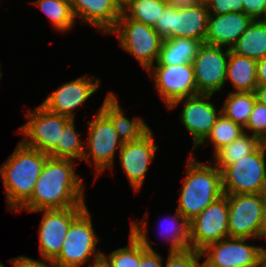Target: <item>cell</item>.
I'll return each mask as SVG.
<instances>
[{
  "label": "cell",
  "instance_id": "obj_1",
  "mask_svg": "<svg viewBox=\"0 0 266 267\" xmlns=\"http://www.w3.org/2000/svg\"><path fill=\"white\" fill-rule=\"evenodd\" d=\"M73 161L49 156L31 197L16 212L87 207L84 181L78 178Z\"/></svg>",
  "mask_w": 266,
  "mask_h": 267
},
{
  "label": "cell",
  "instance_id": "obj_2",
  "mask_svg": "<svg viewBox=\"0 0 266 267\" xmlns=\"http://www.w3.org/2000/svg\"><path fill=\"white\" fill-rule=\"evenodd\" d=\"M48 154L24 145L21 141L0 166L8 209L17 211L32 195Z\"/></svg>",
  "mask_w": 266,
  "mask_h": 267
},
{
  "label": "cell",
  "instance_id": "obj_3",
  "mask_svg": "<svg viewBox=\"0 0 266 267\" xmlns=\"http://www.w3.org/2000/svg\"><path fill=\"white\" fill-rule=\"evenodd\" d=\"M192 154L187 159V173L177 208L189 222L224 194L221 171L210 162H197Z\"/></svg>",
  "mask_w": 266,
  "mask_h": 267
},
{
  "label": "cell",
  "instance_id": "obj_4",
  "mask_svg": "<svg viewBox=\"0 0 266 267\" xmlns=\"http://www.w3.org/2000/svg\"><path fill=\"white\" fill-rule=\"evenodd\" d=\"M93 228L91 213L86 207L71 222L62 249L53 260L54 265L56 267H80L91 259L95 260L102 256V251H96L99 238Z\"/></svg>",
  "mask_w": 266,
  "mask_h": 267
},
{
  "label": "cell",
  "instance_id": "obj_5",
  "mask_svg": "<svg viewBox=\"0 0 266 267\" xmlns=\"http://www.w3.org/2000/svg\"><path fill=\"white\" fill-rule=\"evenodd\" d=\"M266 143L222 171L224 194H258L266 188Z\"/></svg>",
  "mask_w": 266,
  "mask_h": 267
},
{
  "label": "cell",
  "instance_id": "obj_6",
  "mask_svg": "<svg viewBox=\"0 0 266 267\" xmlns=\"http://www.w3.org/2000/svg\"><path fill=\"white\" fill-rule=\"evenodd\" d=\"M109 34L118 35L119 46L132 54L145 71L158 61L164 39L152 26L121 13L116 27Z\"/></svg>",
  "mask_w": 266,
  "mask_h": 267
},
{
  "label": "cell",
  "instance_id": "obj_7",
  "mask_svg": "<svg viewBox=\"0 0 266 267\" xmlns=\"http://www.w3.org/2000/svg\"><path fill=\"white\" fill-rule=\"evenodd\" d=\"M208 16V7L204 3L184 9L169 4L153 28L162 39L190 38L204 43Z\"/></svg>",
  "mask_w": 266,
  "mask_h": 267
},
{
  "label": "cell",
  "instance_id": "obj_8",
  "mask_svg": "<svg viewBox=\"0 0 266 267\" xmlns=\"http://www.w3.org/2000/svg\"><path fill=\"white\" fill-rule=\"evenodd\" d=\"M95 118L89 123L86 148L82 160L94 165L96 177L105 169L113 168L117 148L123 143L120 140L111 119L99 108ZM88 146V149H87Z\"/></svg>",
  "mask_w": 266,
  "mask_h": 267
},
{
  "label": "cell",
  "instance_id": "obj_9",
  "mask_svg": "<svg viewBox=\"0 0 266 267\" xmlns=\"http://www.w3.org/2000/svg\"><path fill=\"white\" fill-rule=\"evenodd\" d=\"M25 118H28L27 122L18 129V133L25 136L21 142L48 155L61 143L62 131L72 120L56 115L42 105L28 110Z\"/></svg>",
  "mask_w": 266,
  "mask_h": 267
},
{
  "label": "cell",
  "instance_id": "obj_10",
  "mask_svg": "<svg viewBox=\"0 0 266 267\" xmlns=\"http://www.w3.org/2000/svg\"><path fill=\"white\" fill-rule=\"evenodd\" d=\"M229 206L223 194L189 222L190 249L201 252L207 246L229 237Z\"/></svg>",
  "mask_w": 266,
  "mask_h": 267
},
{
  "label": "cell",
  "instance_id": "obj_11",
  "mask_svg": "<svg viewBox=\"0 0 266 267\" xmlns=\"http://www.w3.org/2000/svg\"><path fill=\"white\" fill-rule=\"evenodd\" d=\"M247 238H225L201 251L203 267H262L264 247L247 244Z\"/></svg>",
  "mask_w": 266,
  "mask_h": 267
},
{
  "label": "cell",
  "instance_id": "obj_12",
  "mask_svg": "<svg viewBox=\"0 0 266 267\" xmlns=\"http://www.w3.org/2000/svg\"><path fill=\"white\" fill-rule=\"evenodd\" d=\"M230 238L261 239L262 203L258 194H225Z\"/></svg>",
  "mask_w": 266,
  "mask_h": 267
},
{
  "label": "cell",
  "instance_id": "obj_13",
  "mask_svg": "<svg viewBox=\"0 0 266 267\" xmlns=\"http://www.w3.org/2000/svg\"><path fill=\"white\" fill-rule=\"evenodd\" d=\"M225 48V50L223 49ZM230 49L202 43L192 62L199 94H215L226 84Z\"/></svg>",
  "mask_w": 266,
  "mask_h": 267
},
{
  "label": "cell",
  "instance_id": "obj_14",
  "mask_svg": "<svg viewBox=\"0 0 266 267\" xmlns=\"http://www.w3.org/2000/svg\"><path fill=\"white\" fill-rule=\"evenodd\" d=\"M157 92L169 108L176 100L198 95L192 63L152 65L148 70Z\"/></svg>",
  "mask_w": 266,
  "mask_h": 267
},
{
  "label": "cell",
  "instance_id": "obj_15",
  "mask_svg": "<svg viewBox=\"0 0 266 267\" xmlns=\"http://www.w3.org/2000/svg\"><path fill=\"white\" fill-rule=\"evenodd\" d=\"M86 207L42 209L44 212L39 229V254L42 259L54 260L60 253L71 222Z\"/></svg>",
  "mask_w": 266,
  "mask_h": 267
},
{
  "label": "cell",
  "instance_id": "obj_16",
  "mask_svg": "<svg viewBox=\"0 0 266 267\" xmlns=\"http://www.w3.org/2000/svg\"><path fill=\"white\" fill-rule=\"evenodd\" d=\"M213 94H198L176 100L168 109L177 107L181 102L184 107L180 114V122L193 137V150L207 137L215 125L221 110L217 111L213 102Z\"/></svg>",
  "mask_w": 266,
  "mask_h": 267
},
{
  "label": "cell",
  "instance_id": "obj_17",
  "mask_svg": "<svg viewBox=\"0 0 266 267\" xmlns=\"http://www.w3.org/2000/svg\"><path fill=\"white\" fill-rule=\"evenodd\" d=\"M100 79L84 75L66 82L51 93L41 104L48 111L75 119V109L90 98L100 87Z\"/></svg>",
  "mask_w": 266,
  "mask_h": 267
},
{
  "label": "cell",
  "instance_id": "obj_18",
  "mask_svg": "<svg viewBox=\"0 0 266 267\" xmlns=\"http://www.w3.org/2000/svg\"><path fill=\"white\" fill-rule=\"evenodd\" d=\"M154 142V136L150 130L139 140L123 143L118 150L124 173L135 192L144 184L149 164L155 159L158 146Z\"/></svg>",
  "mask_w": 266,
  "mask_h": 267
},
{
  "label": "cell",
  "instance_id": "obj_19",
  "mask_svg": "<svg viewBox=\"0 0 266 267\" xmlns=\"http://www.w3.org/2000/svg\"><path fill=\"white\" fill-rule=\"evenodd\" d=\"M252 21L245 13L209 14L204 43L231 49Z\"/></svg>",
  "mask_w": 266,
  "mask_h": 267
},
{
  "label": "cell",
  "instance_id": "obj_20",
  "mask_svg": "<svg viewBox=\"0 0 266 267\" xmlns=\"http://www.w3.org/2000/svg\"><path fill=\"white\" fill-rule=\"evenodd\" d=\"M74 17L109 34L117 25L121 9L115 0H69Z\"/></svg>",
  "mask_w": 266,
  "mask_h": 267
},
{
  "label": "cell",
  "instance_id": "obj_21",
  "mask_svg": "<svg viewBox=\"0 0 266 267\" xmlns=\"http://www.w3.org/2000/svg\"><path fill=\"white\" fill-rule=\"evenodd\" d=\"M100 109L111 119L122 143L139 140L151 130L143 118H127L113 92L107 94Z\"/></svg>",
  "mask_w": 266,
  "mask_h": 267
},
{
  "label": "cell",
  "instance_id": "obj_22",
  "mask_svg": "<svg viewBox=\"0 0 266 267\" xmlns=\"http://www.w3.org/2000/svg\"><path fill=\"white\" fill-rule=\"evenodd\" d=\"M257 61L238 55L230 50L226 69V80H230L235 92H254L257 82Z\"/></svg>",
  "mask_w": 266,
  "mask_h": 267
},
{
  "label": "cell",
  "instance_id": "obj_23",
  "mask_svg": "<svg viewBox=\"0 0 266 267\" xmlns=\"http://www.w3.org/2000/svg\"><path fill=\"white\" fill-rule=\"evenodd\" d=\"M230 50L256 61L265 58L266 25L260 19H254Z\"/></svg>",
  "mask_w": 266,
  "mask_h": 267
},
{
  "label": "cell",
  "instance_id": "obj_24",
  "mask_svg": "<svg viewBox=\"0 0 266 267\" xmlns=\"http://www.w3.org/2000/svg\"><path fill=\"white\" fill-rule=\"evenodd\" d=\"M202 43L190 38L164 39L156 65H184L192 63Z\"/></svg>",
  "mask_w": 266,
  "mask_h": 267
},
{
  "label": "cell",
  "instance_id": "obj_25",
  "mask_svg": "<svg viewBox=\"0 0 266 267\" xmlns=\"http://www.w3.org/2000/svg\"><path fill=\"white\" fill-rule=\"evenodd\" d=\"M263 142L249 132L242 134L230 144L222 146L214 153V165L222 171L226 166L254 152Z\"/></svg>",
  "mask_w": 266,
  "mask_h": 267
},
{
  "label": "cell",
  "instance_id": "obj_26",
  "mask_svg": "<svg viewBox=\"0 0 266 267\" xmlns=\"http://www.w3.org/2000/svg\"><path fill=\"white\" fill-rule=\"evenodd\" d=\"M255 102L254 92L233 91L226 97L221 113L244 128L253 111Z\"/></svg>",
  "mask_w": 266,
  "mask_h": 267
},
{
  "label": "cell",
  "instance_id": "obj_27",
  "mask_svg": "<svg viewBox=\"0 0 266 267\" xmlns=\"http://www.w3.org/2000/svg\"><path fill=\"white\" fill-rule=\"evenodd\" d=\"M33 3L43 11L58 32L65 33L76 23L69 0H36Z\"/></svg>",
  "mask_w": 266,
  "mask_h": 267
},
{
  "label": "cell",
  "instance_id": "obj_28",
  "mask_svg": "<svg viewBox=\"0 0 266 267\" xmlns=\"http://www.w3.org/2000/svg\"><path fill=\"white\" fill-rule=\"evenodd\" d=\"M169 3L162 0H134L122 13L130 19L154 26Z\"/></svg>",
  "mask_w": 266,
  "mask_h": 267
},
{
  "label": "cell",
  "instance_id": "obj_29",
  "mask_svg": "<svg viewBox=\"0 0 266 267\" xmlns=\"http://www.w3.org/2000/svg\"><path fill=\"white\" fill-rule=\"evenodd\" d=\"M78 132L75 129V119H72L63 129L61 143L49 154L53 158L82 160L85 146L81 142Z\"/></svg>",
  "mask_w": 266,
  "mask_h": 267
},
{
  "label": "cell",
  "instance_id": "obj_30",
  "mask_svg": "<svg viewBox=\"0 0 266 267\" xmlns=\"http://www.w3.org/2000/svg\"><path fill=\"white\" fill-rule=\"evenodd\" d=\"M164 225L165 227H161L162 234L168 238L170 249L169 252H178L184 251L190 248L189 244V221L181 215L179 211L176 210V213L173 216H169ZM163 226V225H162ZM165 228V229H164Z\"/></svg>",
  "mask_w": 266,
  "mask_h": 267
},
{
  "label": "cell",
  "instance_id": "obj_31",
  "mask_svg": "<svg viewBox=\"0 0 266 267\" xmlns=\"http://www.w3.org/2000/svg\"><path fill=\"white\" fill-rule=\"evenodd\" d=\"M244 133V128L241 125L226 118L221 113L210 133L195 149L203 145V143L208 140L213 145V152L215 153L222 146L230 144Z\"/></svg>",
  "mask_w": 266,
  "mask_h": 267
},
{
  "label": "cell",
  "instance_id": "obj_32",
  "mask_svg": "<svg viewBox=\"0 0 266 267\" xmlns=\"http://www.w3.org/2000/svg\"><path fill=\"white\" fill-rule=\"evenodd\" d=\"M103 256L111 267H139L140 266V238L130 229L129 244L118 248L109 256Z\"/></svg>",
  "mask_w": 266,
  "mask_h": 267
},
{
  "label": "cell",
  "instance_id": "obj_33",
  "mask_svg": "<svg viewBox=\"0 0 266 267\" xmlns=\"http://www.w3.org/2000/svg\"><path fill=\"white\" fill-rule=\"evenodd\" d=\"M148 213L142 222H131V230L140 238V266L139 267H163V258L154 250L148 240L147 221ZM145 220V221H144ZM144 221V222H143ZM142 227V228H141Z\"/></svg>",
  "mask_w": 266,
  "mask_h": 267
},
{
  "label": "cell",
  "instance_id": "obj_34",
  "mask_svg": "<svg viewBox=\"0 0 266 267\" xmlns=\"http://www.w3.org/2000/svg\"><path fill=\"white\" fill-rule=\"evenodd\" d=\"M246 129V130H245ZM251 131L252 135L266 143V105L256 100L244 132Z\"/></svg>",
  "mask_w": 266,
  "mask_h": 267
},
{
  "label": "cell",
  "instance_id": "obj_35",
  "mask_svg": "<svg viewBox=\"0 0 266 267\" xmlns=\"http://www.w3.org/2000/svg\"><path fill=\"white\" fill-rule=\"evenodd\" d=\"M201 252L193 249L169 252L165 267H203L200 263Z\"/></svg>",
  "mask_w": 266,
  "mask_h": 267
},
{
  "label": "cell",
  "instance_id": "obj_36",
  "mask_svg": "<svg viewBox=\"0 0 266 267\" xmlns=\"http://www.w3.org/2000/svg\"><path fill=\"white\" fill-rule=\"evenodd\" d=\"M207 7L209 14L244 13L242 0H210Z\"/></svg>",
  "mask_w": 266,
  "mask_h": 267
},
{
  "label": "cell",
  "instance_id": "obj_37",
  "mask_svg": "<svg viewBox=\"0 0 266 267\" xmlns=\"http://www.w3.org/2000/svg\"><path fill=\"white\" fill-rule=\"evenodd\" d=\"M244 13L253 20L260 19L266 11V0H242Z\"/></svg>",
  "mask_w": 266,
  "mask_h": 267
},
{
  "label": "cell",
  "instance_id": "obj_38",
  "mask_svg": "<svg viewBox=\"0 0 266 267\" xmlns=\"http://www.w3.org/2000/svg\"><path fill=\"white\" fill-rule=\"evenodd\" d=\"M9 262L13 267H56L52 260L43 259L40 261L23 255L12 258Z\"/></svg>",
  "mask_w": 266,
  "mask_h": 267
},
{
  "label": "cell",
  "instance_id": "obj_39",
  "mask_svg": "<svg viewBox=\"0 0 266 267\" xmlns=\"http://www.w3.org/2000/svg\"><path fill=\"white\" fill-rule=\"evenodd\" d=\"M261 203H262V228L261 238L266 240V188L260 192Z\"/></svg>",
  "mask_w": 266,
  "mask_h": 267
},
{
  "label": "cell",
  "instance_id": "obj_40",
  "mask_svg": "<svg viewBox=\"0 0 266 267\" xmlns=\"http://www.w3.org/2000/svg\"><path fill=\"white\" fill-rule=\"evenodd\" d=\"M257 82L266 84V57L257 61Z\"/></svg>",
  "mask_w": 266,
  "mask_h": 267
},
{
  "label": "cell",
  "instance_id": "obj_41",
  "mask_svg": "<svg viewBox=\"0 0 266 267\" xmlns=\"http://www.w3.org/2000/svg\"><path fill=\"white\" fill-rule=\"evenodd\" d=\"M200 4L198 0H172L171 6L176 9L192 8Z\"/></svg>",
  "mask_w": 266,
  "mask_h": 267
},
{
  "label": "cell",
  "instance_id": "obj_42",
  "mask_svg": "<svg viewBox=\"0 0 266 267\" xmlns=\"http://www.w3.org/2000/svg\"><path fill=\"white\" fill-rule=\"evenodd\" d=\"M254 93L256 100L261 104L266 105V84H258Z\"/></svg>",
  "mask_w": 266,
  "mask_h": 267
},
{
  "label": "cell",
  "instance_id": "obj_43",
  "mask_svg": "<svg viewBox=\"0 0 266 267\" xmlns=\"http://www.w3.org/2000/svg\"><path fill=\"white\" fill-rule=\"evenodd\" d=\"M89 267H111L108 260L102 255L96 258Z\"/></svg>",
  "mask_w": 266,
  "mask_h": 267
},
{
  "label": "cell",
  "instance_id": "obj_44",
  "mask_svg": "<svg viewBox=\"0 0 266 267\" xmlns=\"http://www.w3.org/2000/svg\"><path fill=\"white\" fill-rule=\"evenodd\" d=\"M134 0H115L121 11Z\"/></svg>",
  "mask_w": 266,
  "mask_h": 267
},
{
  "label": "cell",
  "instance_id": "obj_45",
  "mask_svg": "<svg viewBox=\"0 0 266 267\" xmlns=\"http://www.w3.org/2000/svg\"><path fill=\"white\" fill-rule=\"evenodd\" d=\"M260 20L266 25V11L263 14V16L260 18Z\"/></svg>",
  "mask_w": 266,
  "mask_h": 267
},
{
  "label": "cell",
  "instance_id": "obj_46",
  "mask_svg": "<svg viewBox=\"0 0 266 267\" xmlns=\"http://www.w3.org/2000/svg\"><path fill=\"white\" fill-rule=\"evenodd\" d=\"M262 267H266V255H263V258H262Z\"/></svg>",
  "mask_w": 266,
  "mask_h": 267
},
{
  "label": "cell",
  "instance_id": "obj_47",
  "mask_svg": "<svg viewBox=\"0 0 266 267\" xmlns=\"http://www.w3.org/2000/svg\"><path fill=\"white\" fill-rule=\"evenodd\" d=\"M200 3L207 4L210 0H198Z\"/></svg>",
  "mask_w": 266,
  "mask_h": 267
},
{
  "label": "cell",
  "instance_id": "obj_48",
  "mask_svg": "<svg viewBox=\"0 0 266 267\" xmlns=\"http://www.w3.org/2000/svg\"><path fill=\"white\" fill-rule=\"evenodd\" d=\"M162 1H165V2H167L169 4L172 2V0H162Z\"/></svg>",
  "mask_w": 266,
  "mask_h": 267
},
{
  "label": "cell",
  "instance_id": "obj_49",
  "mask_svg": "<svg viewBox=\"0 0 266 267\" xmlns=\"http://www.w3.org/2000/svg\"><path fill=\"white\" fill-rule=\"evenodd\" d=\"M0 70H1V63H0ZM1 76H2V72L0 71V79H1Z\"/></svg>",
  "mask_w": 266,
  "mask_h": 267
},
{
  "label": "cell",
  "instance_id": "obj_50",
  "mask_svg": "<svg viewBox=\"0 0 266 267\" xmlns=\"http://www.w3.org/2000/svg\"><path fill=\"white\" fill-rule=\"evenodd\" d=\"M263 255H266V248H264V252H263Z\"/></svg>",
  "mask_w": 266,
  "mask_h": 267
},
{
  "label": "cell",
  "instance_id": "obj_51",
  "mask_svg": "<svg viewBox=\"0 0 266 267\" xmlns=\"http://www.w3.org/2000/svg\"><path fill=\"white\" fill-rule=\"evenodd\" d=\"M0 267H5V266H4V264H2V263L0 262Z\"/></svg>",
  "mask_w": 266,
  "mask_h": 267
}]
</instances>
